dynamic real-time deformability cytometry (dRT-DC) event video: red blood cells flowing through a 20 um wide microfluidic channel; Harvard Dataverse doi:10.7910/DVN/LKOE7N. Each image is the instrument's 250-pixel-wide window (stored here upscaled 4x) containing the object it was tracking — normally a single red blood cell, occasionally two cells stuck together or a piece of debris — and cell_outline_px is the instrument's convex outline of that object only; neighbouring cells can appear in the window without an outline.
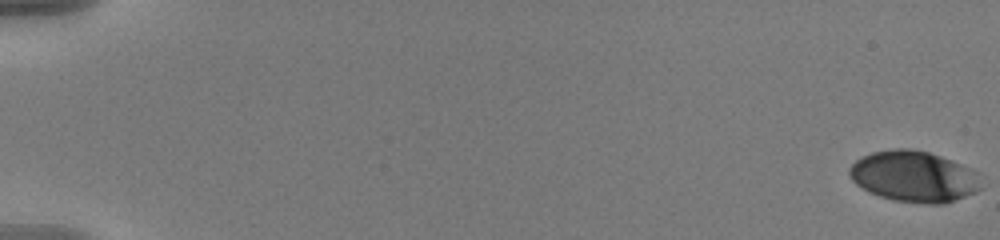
{"species": "human", "species_latin": "Homo sapiens", "temperature_condition": "warm", "stored_images_in_passage": 58, "camera_frame_rate_fps": 3000, "um_per_image_px": 0.085, "donor": {"sex": "male"}, "frame": {"image": 1, "passage_image": 1, "time_ms": 0.0, "image_size_px": [1000, 240], "cell_outline_px": [[980, 188], [976, 192], [956, 200], [944, 204], [928, 204], [892, 200], [868, 192], [856, 184], [852, 180], [848, 172], [848, 168], [856, 160], [872, 152], [892, 148], [908, 148], [928, 152], [952, 160], [976, 172]], "centroid_in_image_um": [77.64, 15.01], "position_along_channel_um": 7.4, "area_um2": 39.07}}
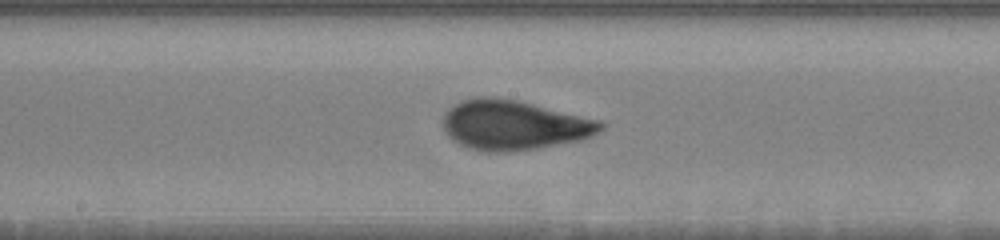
{"frame": {"image": 2, "passage_image": 33, "time_ms": 10.667, "image_size_px": [1000, 240], "cell_outline_px": [[604, 128], [592, 136], [580, 140], [536, 148], [508, 152], [504, 152], [472, 148], [456, 144], [448, 136], [444, 128], [444, 112], [452, 104], [460, 100], [472, 96], [496, 96], [516, 100], [600, 120], [604, 124]], "centroid_in_image_um": [43.64, 10.6], "position_along_channel_um": 204.6, "area_um2": 45.66}}
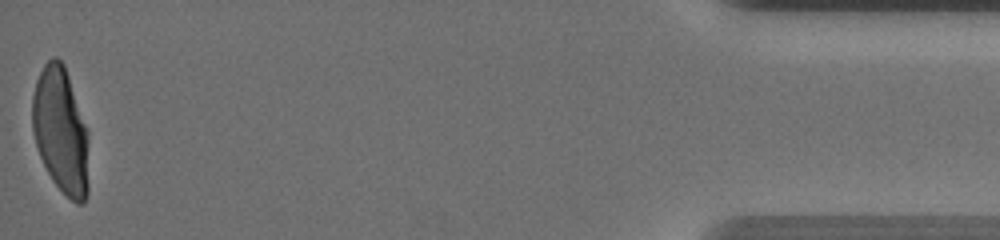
{"frame": {"image": 3, "passage_image": 58, "time_ms": 19.0, "image_size_px": [1000, 240], "cell_outline_px": [[88, 196], [84, 204], [76, 204], [52, 180], [40, 156], [32, 132], [32, 96], [36, 80], [44, 64], [52, 56], [56, 56], [64, 64], [88, 132]], "centroid_in_image_um": [5.17, 11.11], "position_along_channel_um": 430.0, "area_um2": 41.5}, "authors_computed_cell_mechanics": {"area_um2": 42.2229, "velocity_mm_per_s": 3.6366, "shape_relaxation_time_tau1_ms": 5.3765, "shape_relaxation_time_tau2_ms": 0.7646, "deformation_change_tau1": 0.2242, "deformation_change_tau2": 0.0701}}